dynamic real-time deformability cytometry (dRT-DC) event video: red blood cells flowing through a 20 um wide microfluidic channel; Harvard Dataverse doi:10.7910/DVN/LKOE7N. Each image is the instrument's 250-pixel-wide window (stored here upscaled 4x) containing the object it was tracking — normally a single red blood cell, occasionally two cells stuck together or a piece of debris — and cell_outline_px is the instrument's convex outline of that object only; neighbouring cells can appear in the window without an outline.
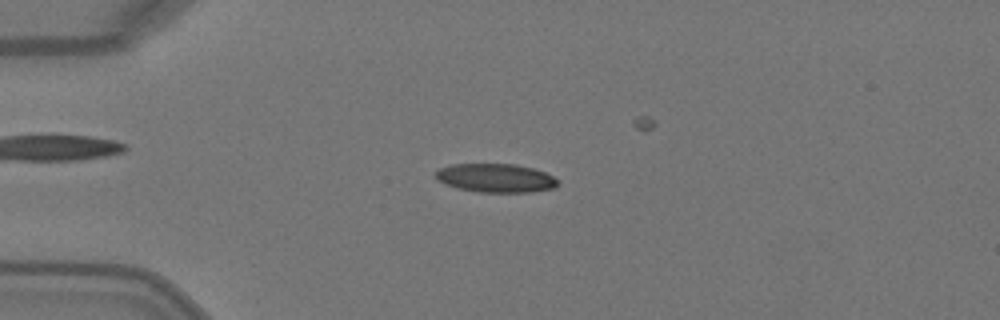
{"species": "Egyptian fruit bat (a non-hibernating species)", "species_latin": "Rousettus aegyptiacus", "temperature_condition": "warm", "stored_images_in_passage": 15, "camera_frame_rate_fps": 3000, "um_per_image_px": 0.085, "animal": {"sex": "female"}, "frame": {"image": 1, "passage_image": 2, "time_ms": 0.333, "image_size_px": [1000, 320], "cell_outline_px": [[560, 184], [556, 188], [532, 192], [476, 192], [456, 188], [440, 180], [436, 176], [436, 172], [440, 168], [452, 164], [516, 164], [532, 168], [544, 172], [560, 180]], "centroid_in_image_um": [42.21, 15.14], "position_along_channel_um": 42.8, "area_um2": 20.46}}
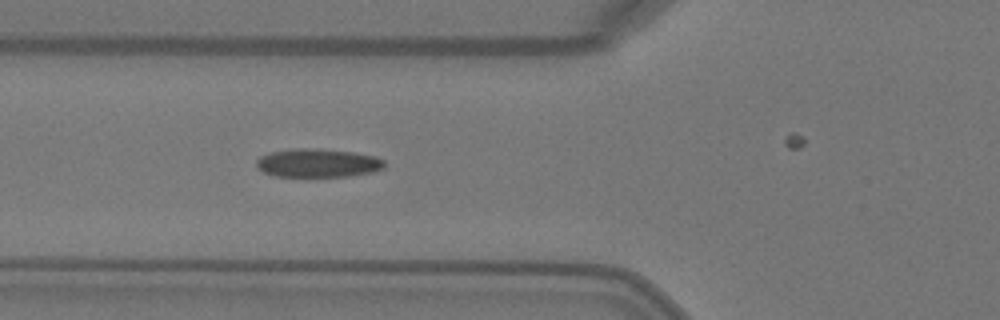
{"frame": {"image": 2, "passage_image": 8, "time_ms": 2.333, "image_size_px": [1000, 320], "cell_outline_px": [[384, 168], [372, 172], [348, 176], [272, 176], [256, 168], [256, 160], [260, 156], [272, 152], [296, 148], [308, 148], [356, 152], [376, 156], [384, 160]], "centroid_in_image_um": [27.01, 13.85], "position_along_channel_um": 98.8, "area_um2": 21.27}}
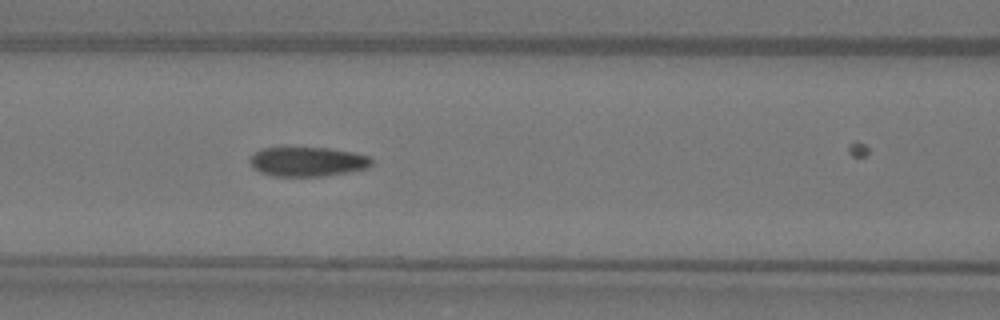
{"frame": {"image": 3, "passage_image": 11, "time_ms": 3.333, "image_size_px": [1000, 320], "cell_outline_px": [[372, 164], [368, 168], [348, 172], [324, 176], [272, 176], [260, 172], [252, 168], [248, 160], [256, 152], [264, 148], [328, 148], [352, 152], [368, 156], [372, 160]], "centroid_in_image_um": [26.13, 13.75], "position_along_channel_um": 140.5, "area_um2": 20.81}}